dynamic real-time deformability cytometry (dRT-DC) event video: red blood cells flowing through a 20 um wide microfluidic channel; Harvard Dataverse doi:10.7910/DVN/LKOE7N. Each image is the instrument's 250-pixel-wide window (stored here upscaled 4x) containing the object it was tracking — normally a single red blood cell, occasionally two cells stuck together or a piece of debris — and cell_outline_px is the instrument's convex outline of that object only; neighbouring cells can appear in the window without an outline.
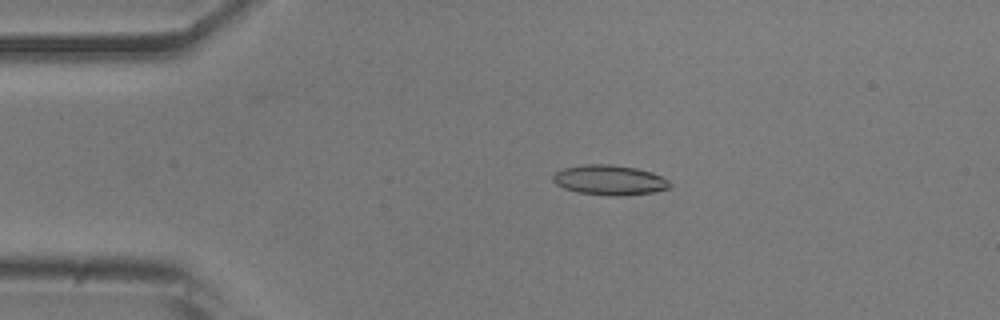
{"species": "common noctule bat (a hibernating species)", "species_latin": "Nyctalus noctula", "temperature_condition": "room temperature", "stored_images_in_passage": 53, "camera_frame_rate_fps": 3000, "um_per_image_px": 0.085, "animal": {"sex": "male", "body_mass_g": 20.5, "forearm_length_mm": 52.5}, "frame": {"image": 1, "passage_image": 11, "time_ms": 3.333, "image_size_px": [1000, 320], "cell_outline_px": [[672, 184], [668, 188], [652, 192], [620, 196], [612, 196], [576, 192], [564, 188], [556, 184], [552, 180], [552, 176], [560, 168], [584, 164], [612, 164], [636, 168], [652, 172], [668, 180]], "centroid_in_image_um": [51.77, 15.29], "position_along_channel_um": 33.2, "area_um2": 20.52}}
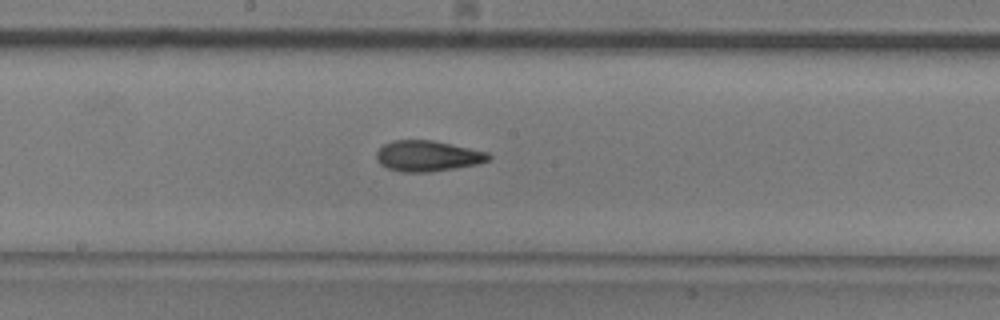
{"frame": {"image": 2, "passage_image": 28, "time_ms": 9.0, "image_size_px": [1000, 320], "cell_outline_px": [[492, 156], [488, 160], [476, 164], [456, 168], [428, 172], [404, 172], [388, 168], [380, 164], [376, 156], [376, 152], [384, 144], [392, 140], [432, 140], [488, 152]], "centroid_in_image_um": [36.34, 13.25], "position_along_channel_um": 211.9, "area_um2": 19.94}}
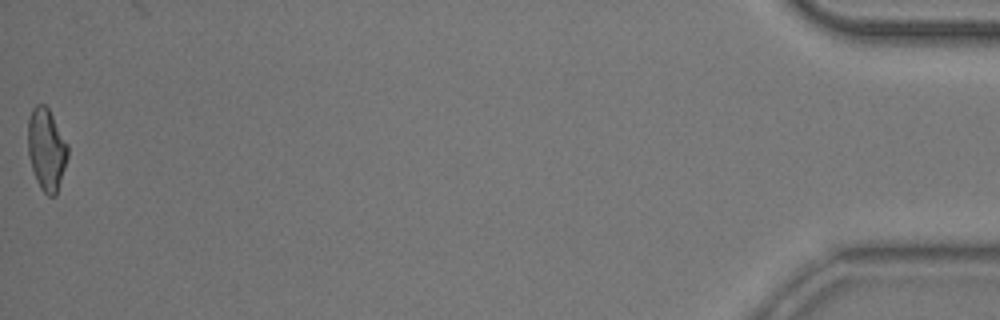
{"frame": {"image": 3, "passage_image": 53, "time_ms": 17.333, "image_size_px": [1000, 320], "cell_outline_px": [[68, 156], [56, 196], [48, 196], [40, 188], [36, 180], [28, 156], [28, 120], [32, 108], [36, 104], [44, 104], [48, 108], [68, 144]], "centroid_in_image_um": [3.94, 12.7], "position_along_channel_um": 431.3, "area_um2": 19.07}, "authors_computed_cell_mechanics": {"area_um2": 19.4786, "velocity_mm_per_s": 3.8386, "shape_relaxation_time_tau1_ms": 7.1924, "shape_relaxation_time_tau2_ms": 2.7154, "deformation_change_tau1": 0.1598, "deformation_change_tau2": 0.0906}}